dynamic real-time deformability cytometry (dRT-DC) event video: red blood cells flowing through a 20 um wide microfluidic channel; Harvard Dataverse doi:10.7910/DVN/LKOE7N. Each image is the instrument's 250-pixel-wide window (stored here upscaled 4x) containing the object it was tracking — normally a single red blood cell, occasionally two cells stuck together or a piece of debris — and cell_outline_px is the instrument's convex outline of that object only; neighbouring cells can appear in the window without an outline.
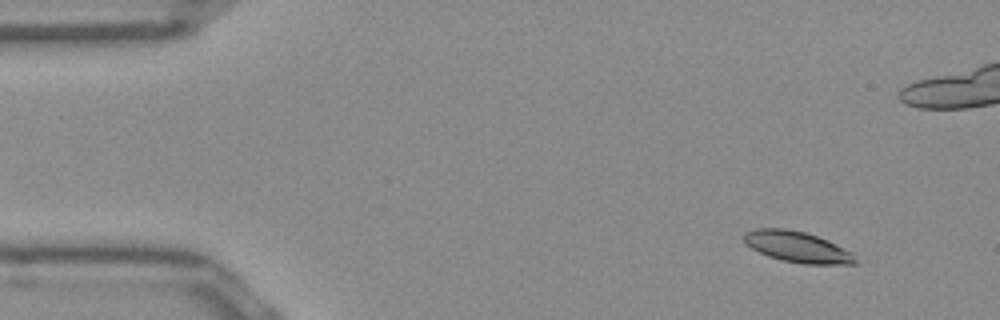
{"species": "Egyptian fruit bat (a non-hibernating species)", "species_latin": "Rousettus aegyptiacus", "temperature_condition": "room temperature", "stored_images_in_passage": 38, "camera_frame_rate_fps": 3000, "um_per_image_px": 0.085, "frame": {"image": 1, "passage_image": 4, "time_ms": 1.0, "image_size_px": [1000, 320], "cell_outline_px": [[856, 264], [804, 264], [784, 260], [768, 256], [744, 244], [744, 232], [756, 228], [784, 228], [804, 232], [828, 240], [852, 252], [856, 260]], "centroid_in_image_um": [67.76, 20.98], "position_along_channel_um": 17.2, "area_um2": 19.94}}
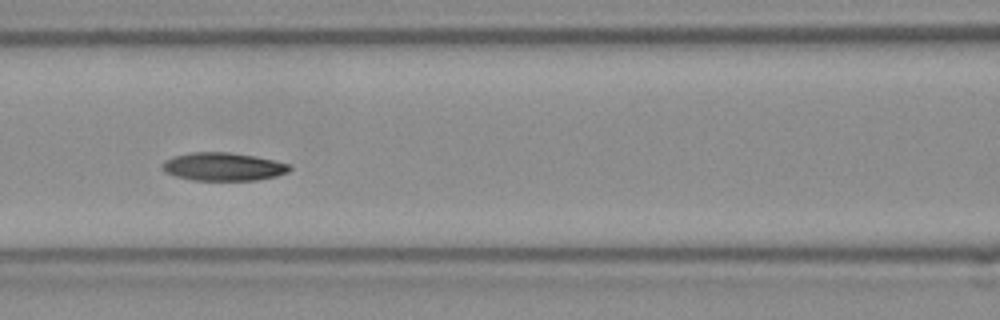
{"frame": {"image": 2, "passage_image": 21, "time_ms": 6.667, "image_size_px": [1000, 320], "cell_outline_px": [[292, 168], [288, 172], [276, 176], [256, 180], [192, 180], [176, 176], [164, 172], [160, 168], [160, 164], [164, 160], [172, 156], [192, 152], [228, 152], [256, 156], [292, 164]], "centroid_in_image_um": [18.95, 14.16], "position_along_channel_um": 147.6, "area_um2": 21.15}}
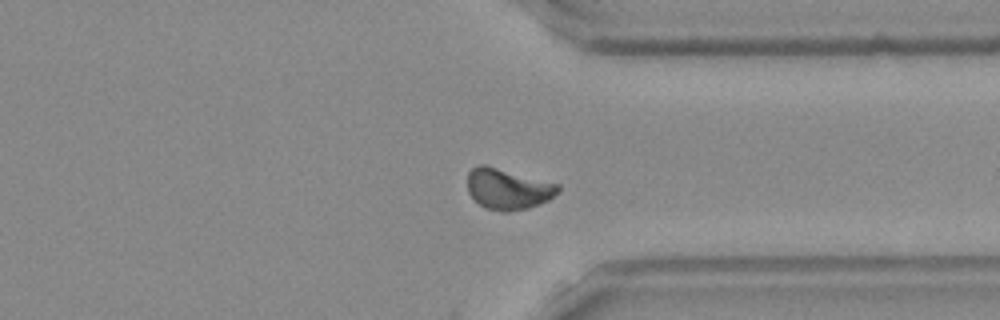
{"frame": {"image": 3, "passage_image": 38, "time_ms": 12.333, "image_size_px": [1000, 320], "cell_outline_px": [[560, 188], [548, 200], [528, 208], [508, 212], [504, 212], [484, 208], [468, 192], [468, 172], [472, 168], [480, 164], [484, 164], [560, 184]], "centroid_in_image_um": [43.16, 16.06], "position_along_channel_um": 368.2, "area_um2": 21.44}}